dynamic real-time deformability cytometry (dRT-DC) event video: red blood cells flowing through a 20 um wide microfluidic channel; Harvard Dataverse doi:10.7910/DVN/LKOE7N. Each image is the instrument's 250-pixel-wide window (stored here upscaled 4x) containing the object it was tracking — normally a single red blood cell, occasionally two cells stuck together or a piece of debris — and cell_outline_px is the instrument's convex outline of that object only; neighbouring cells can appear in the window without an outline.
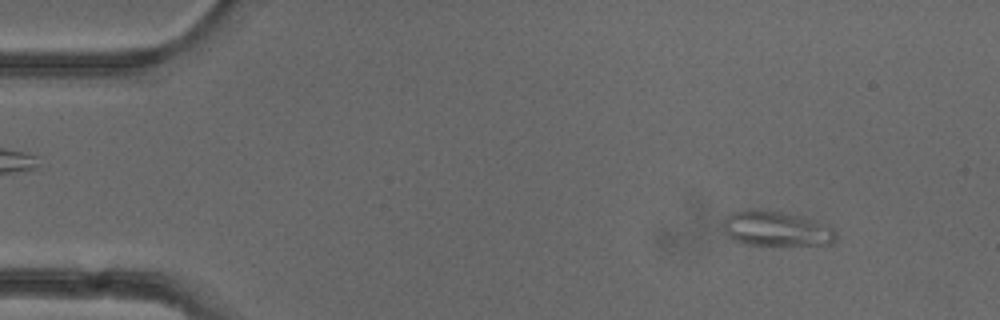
{"species": "common noctule bat (a hibernating species)", "species_latin": "Nyctalus noctula", "temperature_condition": "cold", "stored_images_in_passage": 51, "camera_frame_rate_fps": 3000, "um_per_image_px": 0.085, "animal": {"sex": "female"}, "frame": {"image": 1, "passage_image": 5, "time_ms": 1.333, "image_size_px": [1000, 320], "cell_outline_px": [[836, 240], [832, 244], [744, 244], [732, 240], [724, 232], [724, 220], [732, 212], [780, 212], [800, 216], [828, 224], [836, 232]], "centroid_in_image_um": [66.03, 19.47], "position_along_channel_um": 19.0, "area_um2": 22.14}}
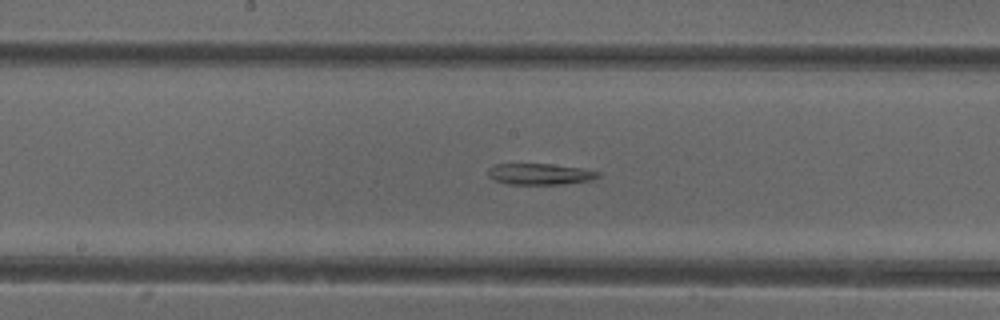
{"frame": {"image": 2, "passage_image": 26, "time_ms": 8.333, "image_size_px": [1000, 320], "cell_outline_px": [[600, 176], [592, 180], [560, 184], [508, 184], [496, 180], [488, 176], [488, 168], [496, 164], [548, 164], [580, 168], [600, 172]], "centroid_in_image_um": [45.88, 14.79], "position_along_channel_um": 202.3, "area_um2": 13.41}}
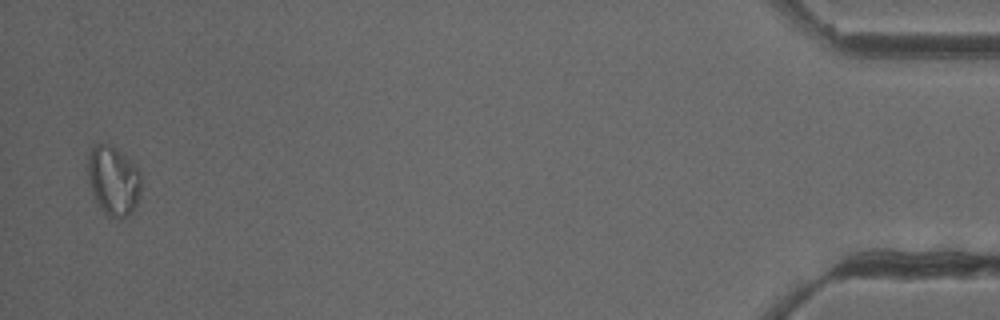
{"frame": {"image": 3, "passage_image": 50, "time_ms": 16.333, "image_size_px": [1000, 320], "cell_outline_px": [[140, 196], [136, 208], [128, 216], [120, 220], [108, 216], [100, 208], [88, 184], [88, 152], [92, 144], [112, 144], [140, 172]], "centroid_in_image_um": [9.62, 15.38], "position_along_channel_um": 425.6, "area_um2": 21.79}}